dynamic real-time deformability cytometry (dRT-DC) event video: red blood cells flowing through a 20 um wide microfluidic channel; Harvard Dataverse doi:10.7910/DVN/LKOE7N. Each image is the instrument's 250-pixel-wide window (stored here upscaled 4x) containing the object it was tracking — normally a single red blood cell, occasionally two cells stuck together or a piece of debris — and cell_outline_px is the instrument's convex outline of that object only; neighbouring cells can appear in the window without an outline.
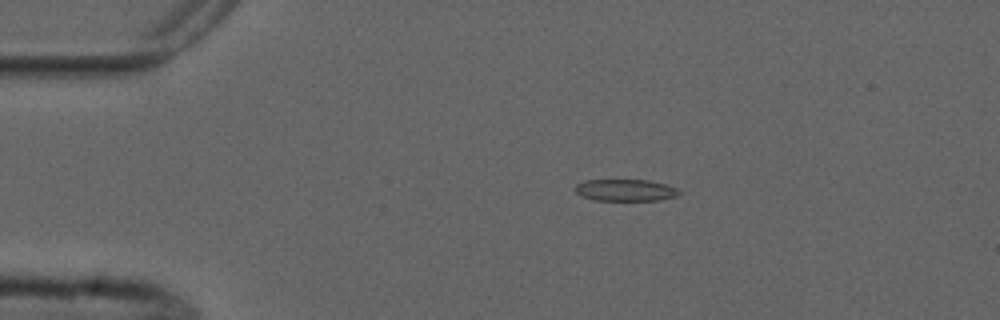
{"species": "common noctule bat (a hibernating species)", "species_latin": "Nyctalus noctula", "temperature_condition": "cold", "stored_images_in_passage": 4, "camera_frame_rate_fps": 3000, "um_per_image_px": 0.085, "animal": {"sex": "male", "forearm_length_mm": 52.5}, "frame": {"image": 1, "passage_image": 2, "time_ms": 1.0, "image_size_px": [1000, 320], "cell_outline_px": [[680, 192], [676, 196], [660, 200], [596, 200], [584, 196], [576, 192], [572, 188], [576, 184], [584, 180], [648, 180], [664, 184], [676, 188]], "centroid_in_image_um": [53.13, 16.15], "position_along_channel_um": 31.9, "area_um2": 13.06}}
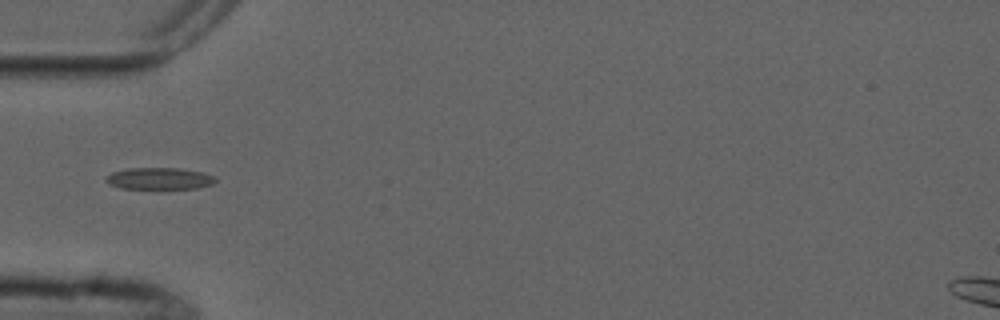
{"frame": {"image": 2, "passage_image": 4, "time_ms": 3.333, "image_size_px": [1000, 320], "cell_outline_px": [[216, 180], [212, 184], [196, 188], [120, 188], [108, 184], [104, 180], [112, 172], [128, 168], [180, 168], [204, 172], [216, 176]], "centroid_in_image_um": [13.56, 15.16], "position_along_channel_um": 71.4, "area_um2": 13.87}}